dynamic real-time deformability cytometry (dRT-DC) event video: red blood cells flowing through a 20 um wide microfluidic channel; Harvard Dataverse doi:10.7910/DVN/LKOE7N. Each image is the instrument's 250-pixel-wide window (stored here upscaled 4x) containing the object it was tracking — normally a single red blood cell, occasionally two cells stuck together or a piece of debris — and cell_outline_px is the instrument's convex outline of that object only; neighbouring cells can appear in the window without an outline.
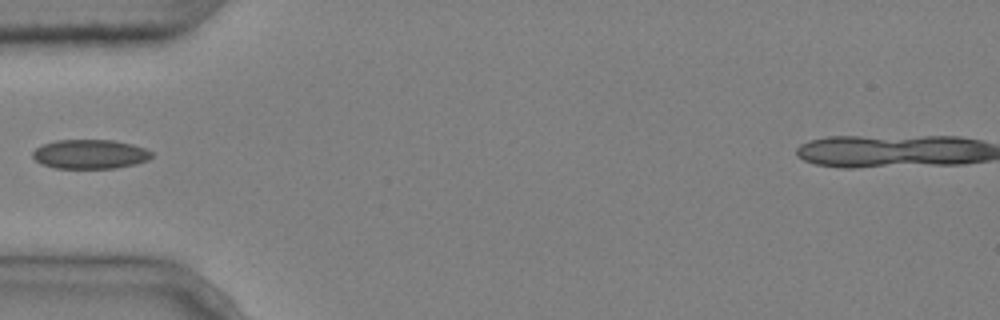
{"species": "common noctule bat (a hibernating species)", "species_latin": "Nyctalus noctula", "temperature_condition": "cold", "stored_images_in_passage": 5, "camera_frame_rate_fps": 3000, "um_per_image_px": 0.085, "animal": {"sex": "male", "body_mass_g": 20.4}, "frame": {"image": 1, "passage_image": 5, "time_ms": 1.333, "image_size_px": [1000, 320], "cell_outline_px": [[152, 156], [148, 160], [136, 164], [116, 168], [52, 168], [40, 164], [32, 156], [32, 152], [36, 148], [44, 144], [56, 140], [112, 140], [132, 144], [144, 148], [152, 152]], "centroid_in_image_um": [7.64, 13.11], "position_along_channel_um": 77.4, "area_um2": 20.35}}